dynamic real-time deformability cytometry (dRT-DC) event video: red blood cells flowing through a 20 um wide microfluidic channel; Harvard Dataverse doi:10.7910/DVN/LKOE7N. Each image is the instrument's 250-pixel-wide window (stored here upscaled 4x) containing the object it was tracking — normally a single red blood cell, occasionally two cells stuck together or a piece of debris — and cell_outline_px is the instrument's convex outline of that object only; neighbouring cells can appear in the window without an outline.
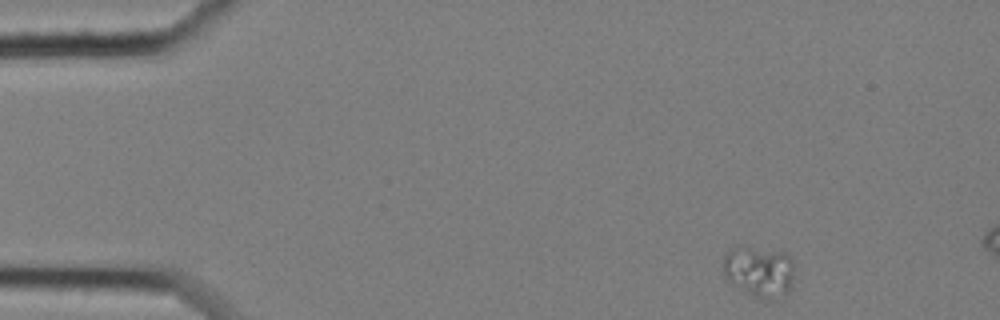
{"species": "common noctule bat (a hibernating species)", "species_latin": "Nyctalus noctula", "temperature_condition": "cold", "stored_images_in_passage": 8, "camera_frame_rate_fps": 3000, "um_per_image_px": 0.085, "animal": {"sex": "female", "body_mass_g": 25.1}, "frame": {"image": 1, "passage_image": 1, "time_ms": 0.0, "image_size_px": [1000, 320], "cell_outline_px": [[792, 288], [788, 292], [768, 300], [752, 296], [728, 284], [724, 276], [724, 256], [732, 248], [736, 248], [784, 252], [792, 256]], "centroid_in_image_um": [64.52, 23.13], "position_along_channel_um": 20.5, "area_um2": 20.87}}